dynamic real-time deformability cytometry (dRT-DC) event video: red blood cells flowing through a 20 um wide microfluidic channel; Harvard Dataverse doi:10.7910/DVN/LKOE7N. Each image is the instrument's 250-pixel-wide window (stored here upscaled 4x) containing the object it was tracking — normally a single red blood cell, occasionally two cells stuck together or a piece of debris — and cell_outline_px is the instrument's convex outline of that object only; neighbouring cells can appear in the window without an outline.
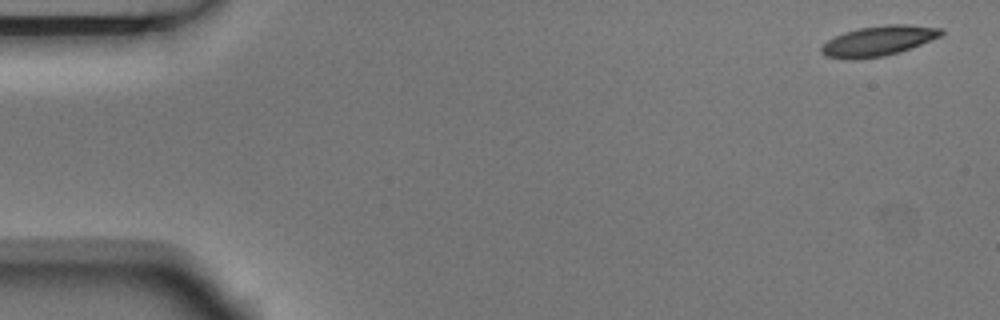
{"species": "Egyptian fruit bat (a non-hibernating species)", "species_latin": "Rousettus aegyptiacus", "temperature_condition": "room temperature", "stored_images_in_passage": 4, "camera_frame_rate_fps": 3000, "um_per_image_px": 0.085, "animal": {"sex": "male"}, "frame": {"image": 1, "passage_image": 1, "time_ms": 0.0, "image_size_px": [1000, 320], "cell_outline_px": [[944, 32], [940, 36], [900, 52], [884, 56], [856, 60], [852, 60], [824, 56], [820, 52], [820, 48], [828, 40], [844, 32], [860, 28], [888, 24], [908, 24], [944, 28]], "centroid_in_image_um": [74.66, 3.48], "position_along_channel_um": 10.3, "area_um2": 21.04}}